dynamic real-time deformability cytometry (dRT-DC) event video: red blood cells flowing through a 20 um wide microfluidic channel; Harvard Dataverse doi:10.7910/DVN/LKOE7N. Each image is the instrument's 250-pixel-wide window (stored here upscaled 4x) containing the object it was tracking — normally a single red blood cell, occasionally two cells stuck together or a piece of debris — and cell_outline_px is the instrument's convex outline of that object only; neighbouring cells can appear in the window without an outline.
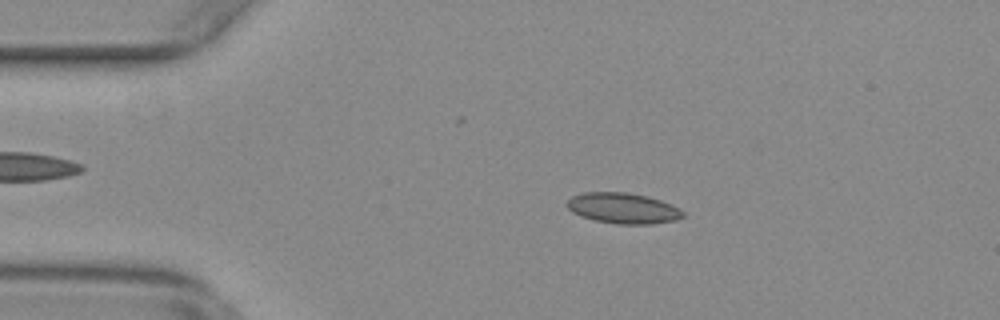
{"species": "common noctule bat (a hibernating species)", "species_latin": "Nyctalus noctula", "temperature_condition": "warm", "stored_images_in_passage": 54, "camera_frame_rate_fps": 3000, "um_per_image_px": 0.085, "animal": {"sex": "female", "body_mass_g": 29.2, "forearm_length_mm": 56.3}, "frame": {"image": 1, "passage_image": 10, "time_ms": 3.0, "image_size_px": [1000, 320], "cell_outline_px": [[684, 216], [676, 220], [652, 224], [620, 224], [596, 220], [580, 216], [572, 212], [564, 204], [572, 196], [584, 192], [628, 192], [648, 196], [660, 200], [680, 208], [684, 212]], "centroid_in_image_um": [52.96, 17.69], "position_along_channel_um": 32.0, "area_um2": 20.81}}
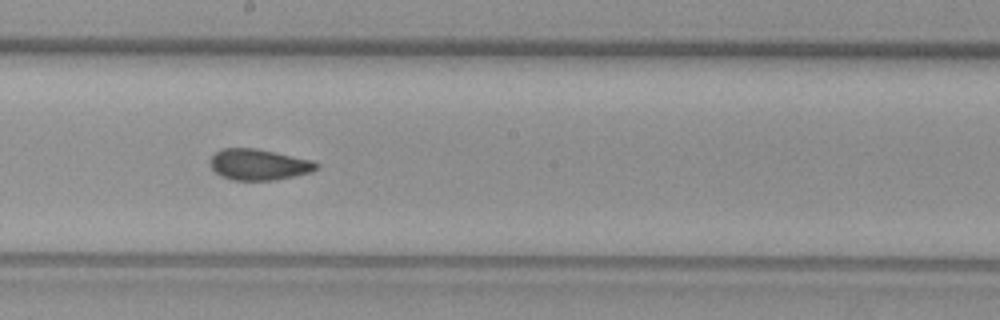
{"frame": {"image": 2, "passage_image": 29, "time_ms": 9.333, "image_size_px": [1000, 320], "cell_outline_px": [[320, 168], [312, 172], [272, 180], [232, 180], [220, 176], [212, 168], [212, 156], [220, 148], [256, 148], [312, 160], [320, 164]], "centroid_in_image_um": [22.03, 13.98], "position_along_channel_um": 226.2, "area_um2": 19.13}}
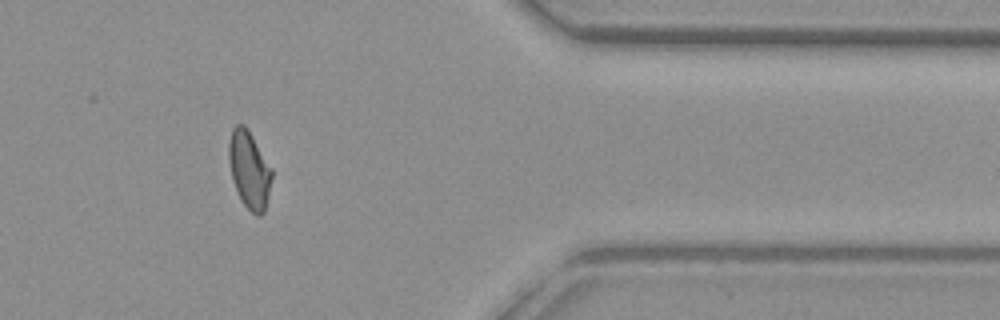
{"frame": {"image": 3, "passage_image": 44, "time_ms": 14.333, "image_size_px": [1000, 320], "cell_outline_px": [[272, 176], [268, 196], [264, 212], [260, 216], [256, 216], [240, 200], [232, 180], [228, 160], [228, 140], [232, 128], [236, 124], [244, 124], [248, 128], [272, 168]], "centroid_in_image_um": [21.17, 14.4], "position_along_channel_um": 390.2, "area_um2": 19.65}, "authors_computed_cell_mechanics": {"area_um2": 19.4786, "velocity_mm_per_s": 3.7787, "shape_relaxation_time_tau1_ms": null, "shape_relaxation_time_tau2_ms": 1.6135, "deformation_change_tau1": null, "deformation_change_tau2": 0.0675}}